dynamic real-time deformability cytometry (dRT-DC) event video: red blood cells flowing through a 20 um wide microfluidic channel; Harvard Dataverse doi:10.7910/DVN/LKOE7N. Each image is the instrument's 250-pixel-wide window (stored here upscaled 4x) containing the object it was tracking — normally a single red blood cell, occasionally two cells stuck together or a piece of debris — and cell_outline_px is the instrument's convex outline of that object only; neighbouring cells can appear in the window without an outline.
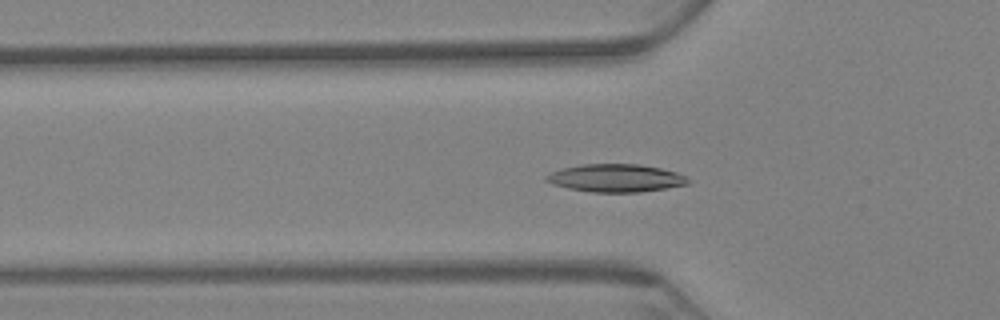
{"species": "Egyptian fruit bat (a non-hibernating species)", "species_latin": "Rousettus aegyptiacus", "temperature_condition": "warm", "stored_images_in_passage": 62, "camera_frame_rate_fps": 3000, "um_per_image_px": 0.085, "animal": {"sex": "female"}, "frame": {"image": 1, "passage_image": 18, "time_ms": 5.667, "image_size_px": [1000, 320], "cell_outline_px": [[688, 184], [640, 192], [592, 192], [568, 188], [552, 184], [544, 180], [544, 176], [552, 172], [564, 168], [580, 164], [640, 164], [660, 168], [676, 172], [684, 176], [688, 180]], "centroid_in_image_um": [52.3, 15.13], "position_along_channel_um": 73.5, "area_um2": 22.83}}
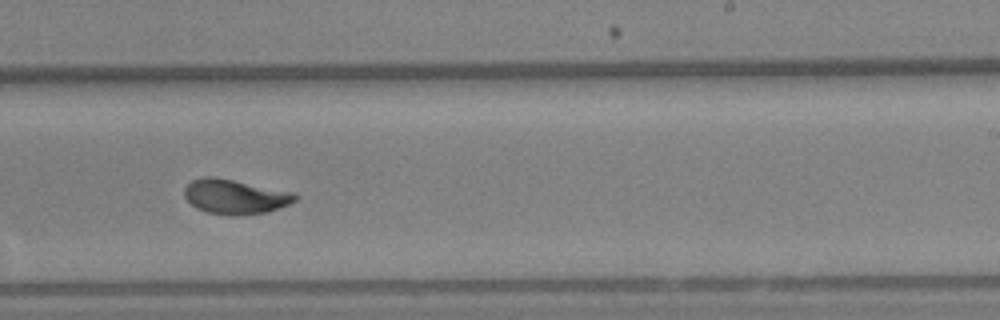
{"frame": {"image": 2, "passage_image": 37, "time_ms": 12.0, "image_size_px": [1000, 320], "cell_outline_px": [[300, 196], [296, 200], [288, 204], [268, 212], [208, 212], [196, 208], [184, 196], [184, 188], [192, 180], [204, 176], [212, 176], [292, 192]], "centroid_in_image_um": [19.96, 16.66], "position_along_channel_um": 269.0, "area_um2": 21.27}}
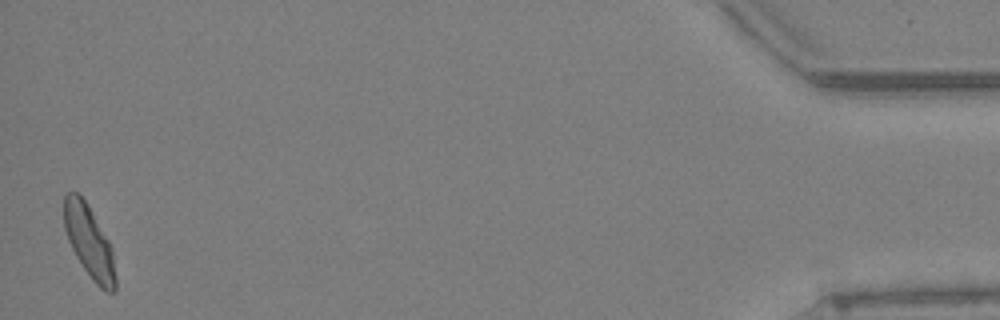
{"frame": {"image": 3, "passage_image": 61, "time_ms": 20.0, "image_size_px": [1000, 320], "cell_outline_px": [[116, 292], [104, 292], [92, 280], [76, 256], [68, 240], [64, 228], [64, 196], [68, 192], [76, 192], [88, 204], [108, 240], [112, 248], [116, 276]], "centroid_in_image_um": [7.6, 20.59], "position_along_channel_um": 427.6, "area_um2": 21.62}, "authors_computed_cell_mechanics": {"area_um2": 21.5594, "velocity_mm_per_s": 3.105, "shape_relaxation_time_tau1_ms": 5.0763, "shape_relaxation_time_tau2_ms": 1.9475, "deformation_change_tau1": 0.1496, "deformation_change_tau2": 0.0735}}